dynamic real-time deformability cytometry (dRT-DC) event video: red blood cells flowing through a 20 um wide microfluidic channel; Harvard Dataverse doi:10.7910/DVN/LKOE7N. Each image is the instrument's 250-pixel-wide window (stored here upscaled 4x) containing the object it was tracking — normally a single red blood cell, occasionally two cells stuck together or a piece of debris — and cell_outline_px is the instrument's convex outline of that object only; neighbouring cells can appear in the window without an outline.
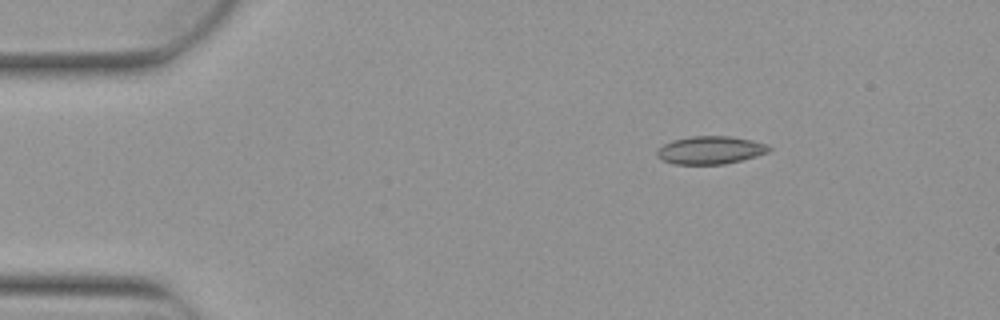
{"species": "Egyptian fruit bat (a non-hibernating species)", "species_latin": "Rousettus aegyptiacus", "temperature_condition": "warm", "stored_images_in_passage": 3, "camera_frame_rate_fps": 3000, "um_per_image_px": 0.085, "animal": {"sex": "female"}, "frame": {"image": 1, "passage_image": 1, "time_ms": 0.0, "image_size_px": [1000, 320], "cell_outline_px": [[772, 148], [768, 152], [756, 156], [724, 164], [676, 164], [660, 160], [656, 156], [656, 152], [664, 144], [672, 140], [692, 136], [732, 136], [752, 140], [768, 144]], "centroid_in_image_um": [60.38, 12.75], "position_along_channel_um": 24.6, "area_um2": 18.26}}
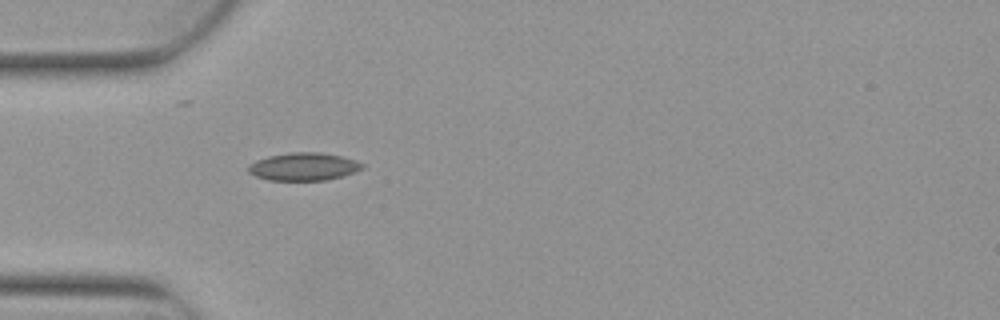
{"frame": {"image": 2, "passage_image": 3, "time_ms": 0.667, "image_size_px": [1000, 320], "cell_outline_px": [[364, 168], [340, 176], [324, 180], [268, 180], [256, 176], [248, 172], [248, 164], [256, 160], [268, 156], [292, 152], [320, 152], [340, 156], [356, 160], [364, 164]], "centroid_in_image_um": [25.78, 14.15], "position_along_channel_um": 59.2, "area_um2": 18.32}}